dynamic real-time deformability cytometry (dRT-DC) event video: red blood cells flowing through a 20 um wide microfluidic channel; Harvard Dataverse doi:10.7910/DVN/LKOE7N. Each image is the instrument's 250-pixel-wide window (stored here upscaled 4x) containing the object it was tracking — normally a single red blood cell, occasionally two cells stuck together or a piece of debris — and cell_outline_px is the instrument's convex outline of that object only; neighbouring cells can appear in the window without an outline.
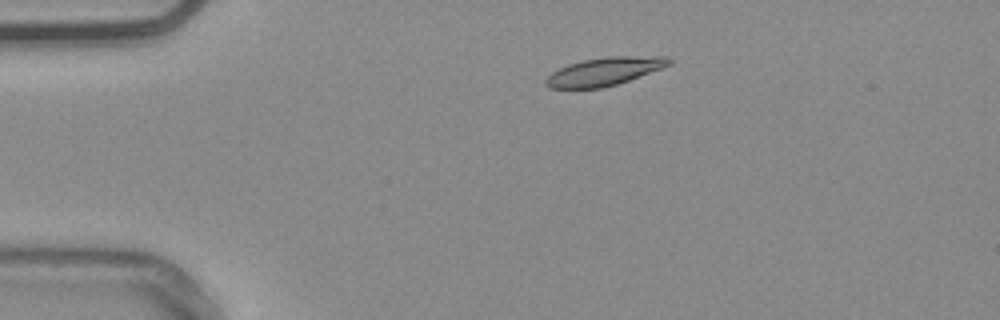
{"species": "common noctule bat (a hibernating species)", "species_latin": "Nyctalus noctula", "temperature_condition": "warm", "stored_images_in_passage": 44, "camera_frame_rate_fps": 3000, "um_per_image_px": 0.085, "animal": {"sex": "male", "body_mass_g": 20.4}, "frame": {"image": 1, "passage_image": 1, "time_ms": 0.0, "image_size_px": [1000, 320], "cell_outline_px": [[672, 64], [628, 80], [616, 84], [600, 88], [548, 88], [544, 84], [544, 80], [552, 72], [568, 64], [584, 60], [604, 56], [668, 56], [672, 60]], "centroid_in_image_um": [51.36, 6.06], "position_along_channel_um": 33.6, "area_um2": 20.11}}
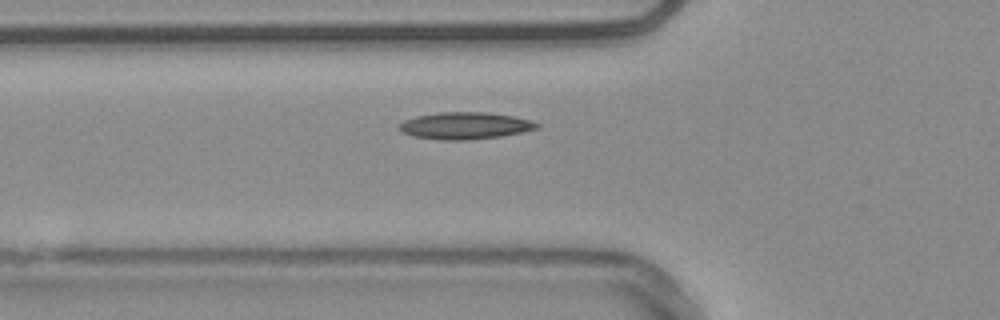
{"frame": {"image": 2, "passage_image": 9, "time_ms": 2.667, "image_size_px": [1000, 320], "cell_outline_px": [[540, 128], [500, 136], [464, 140], [440, 140], [416, 136], [404, 132], [396, 128], [404, 120], [416, 116], [436, 112], [484, 112], [512, 116], [532, 120], [540, 124]], "centroid_in_image_um": [39.53, 10.67], "position_along_channel_um": 86.3, "area_um2": 21.5}}
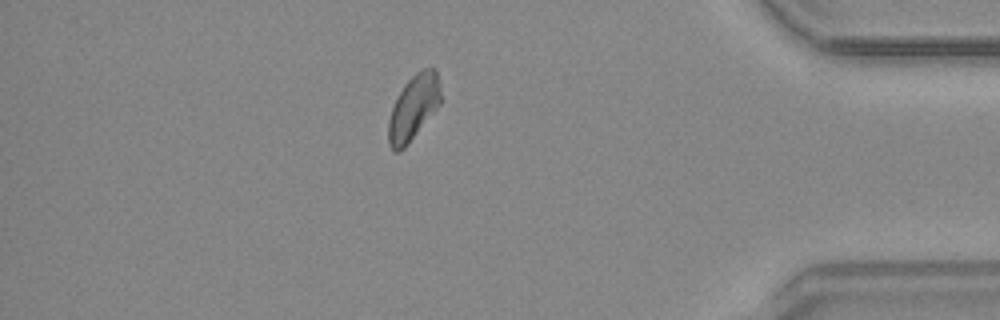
{"frame": {"image": 3, "passage_image": 37, "time_ms": 12.0, "image_size_px": [1000, 320], "cell_outline_px": [[440, 104], [404, 148], [400, 152], [396, 152], [388, 144], [388, 120], [392, 108], [404, 84], [416, 72], [424, 68], [436, 68], [440, 84]], "centroid_in_image_um": [35.14, 9.13], "position_along_channel_um": 400.1, "area_um2": 19.54}}